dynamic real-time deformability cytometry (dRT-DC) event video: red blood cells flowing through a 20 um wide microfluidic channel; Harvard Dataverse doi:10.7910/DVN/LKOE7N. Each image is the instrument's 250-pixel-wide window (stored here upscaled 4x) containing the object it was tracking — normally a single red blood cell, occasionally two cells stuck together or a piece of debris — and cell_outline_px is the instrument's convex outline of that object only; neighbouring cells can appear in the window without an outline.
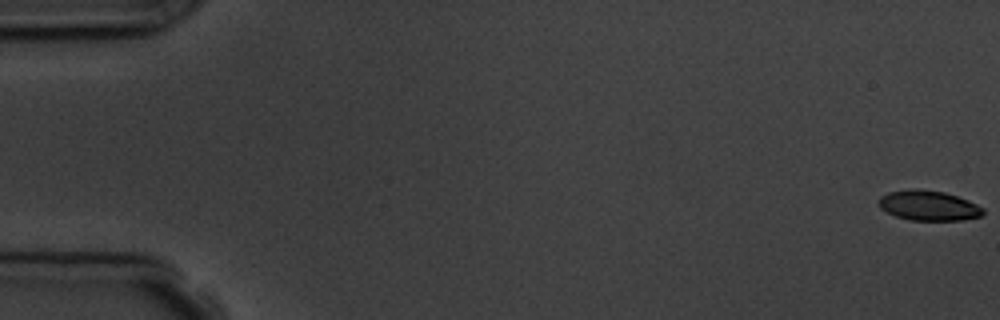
{"species": "common noctule bat (a hibernating species)", "species_latin": "Nyctalus noctula", "temperature_condition": "room temperature", "stored_images_in_passage": 4, "camera_frame_rate_fps": 3000, "um_per_image_px": 0.085, "animal": {"sex": "male", "body_mass_g": 19.5, "forearm_length_mm": 54.6}, "frame": {"image": 1, "passage_image": 1, "time_ms": 0.0, "image_size_px": [1000, 320], "cell_outline_px": [[984, 212], [980, 216], [964, 220], [908, 220], [896, 216], [880, 208], [880, 196], [888, 192], [916, 188], [944, 192], [968, 200], [984, 208]], "centroid_in_image_um": [78.94, 17.47], "position_along_channel_um": 6.1, "area_um2": 18.15}}